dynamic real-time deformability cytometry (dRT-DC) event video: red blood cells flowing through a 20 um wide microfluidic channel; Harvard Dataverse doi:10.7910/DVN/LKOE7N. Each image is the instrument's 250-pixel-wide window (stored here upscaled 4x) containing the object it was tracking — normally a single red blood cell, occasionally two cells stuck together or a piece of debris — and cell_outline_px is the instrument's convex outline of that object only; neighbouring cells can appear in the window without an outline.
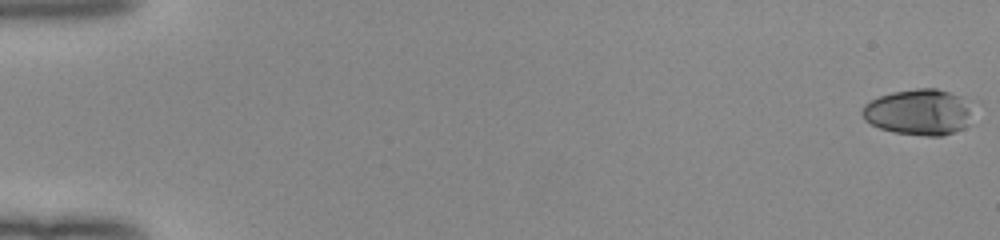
{"species": "human", "species_latin": "Homo sapiens", "temperature_condition": "room temperature", "stored_images_in_passage": 53, "camera_frame_rate_fps": 3000, "um_per_image_px": 0.085, "donor": {"sex": "female"}, "frame": {"image": 1, "passage_image": 1, "time_ms": 0.0, "image_size_px": [1000, 240], "cell_outline_px": [[968, 124], [964, 128], [944, 136], [924, 136], [892, 132], [880, 128], [864, 120], [860, 112], [864, 104], [880, 96], [892, 92], [916, 88], [936, 88], [960, 96], [968, 112]], "centroid_in_image_um": [78.0, 9.54], "position_along_channel_um": 7.0, "area_um2": 29.19}}
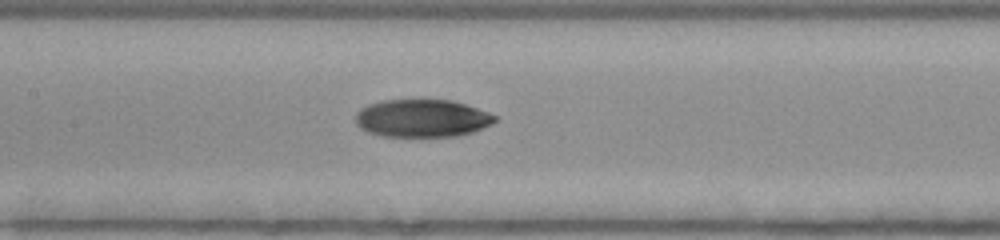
{"frame": {"image": 2, "passage_image": 27, "time_ms": 8.667, "image_size_px": [1000, 240], "cell_outline_px": [[496, 120], [492, 124], [472, 132], [456, 136], [380, 136], [368, 132], [360, 128], [356, 124], [356, 112], [360, 108], [368, 104], [384, 100], [452, 100], [488, 112], [496, 116]], "centroid_in_image_um": [35.85, 10.05], "position_along_channel_um": 171.6, "area_um2": 30.58}}
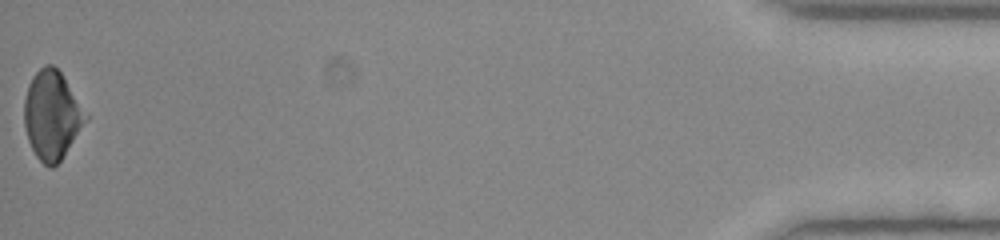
{"frame": {"image": 3, "passage_image": 53, "time_ms": 17.333, "image_size_px": [1000, 240], "cell_outline_px": [[88, 120], [60, 160], [52, 168], [48, 168], [36, 156], [28, 140], [24, 124], [24, 100], [28, 84], [32, 76], [44, 64], [52, 64], [60, 72], [88, 116]], "centroid_in_image_um": [4.39, 9.79], "position_along_channel_um": 430.8, "area_um2": 31.39}, "authors_computed_cell_mechanics": {"area_um2": 30.8074, "velocity_mm_per_s": 4.0314, "shape_relaxation_time_tau1_ms": 5.1022, "shape_relaxation_time_tau2_ms": null, "deformation_change_tau1": 0.1589, "deformation_change_tau2": null}}